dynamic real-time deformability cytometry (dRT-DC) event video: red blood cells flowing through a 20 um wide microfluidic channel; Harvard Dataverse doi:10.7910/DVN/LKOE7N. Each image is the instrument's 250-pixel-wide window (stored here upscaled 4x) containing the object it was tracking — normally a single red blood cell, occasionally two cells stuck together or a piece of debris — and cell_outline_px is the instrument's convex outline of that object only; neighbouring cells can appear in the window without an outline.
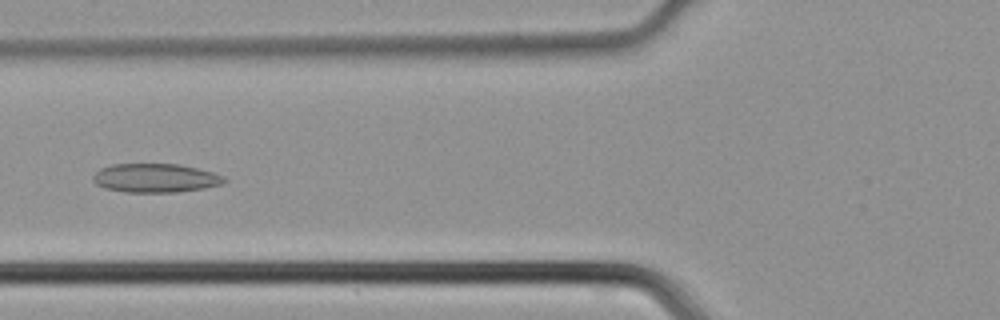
{"species": "common noctule bat (a hibernating species)", "species_latin": "Nyctalus noctula", "temperature_condition": "cold", "stored_images_in_passage": 40, "camera_frame_rate_fps": 3000, "um_per_image_px": 0.085, "animal": {"sex": "male", "body_mass_g": 21.5, "forearm_length_mm": 52.0}, "frame": {"image": 1, "passage_image": 12, "time_ms": 3.667, "image_size_px": [1000, 320], "cell_outline_px": [[228, 180], [220, 184], [204, 188], [176, 192], [124, 192], [104, 188], [96, 184], [92, 180], [92, 176], [100, 168], [112, 164], [180, 164], [212, 172], [224, 176]], "centroid_in_image_um": [13.18, 15.13], "position_along_channel_um": 112.6, "area_um2": 22.08}}
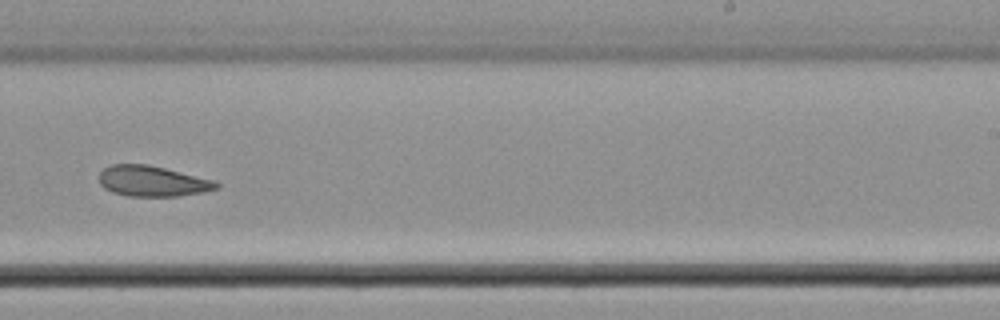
{"frame": {"image": 2, "passage_image": 23, "time_ms": 7.333, "image_size_px": [1000, 320], "cell_outline_px": [[220, 188], [204, 192], [180, 196], [128, 196], [112, 192], [104, 188], [100, 184], [100, 172], [104, 168], [112, 164], [148, 164], [212, 180], [220, 184]], "centroid_in_image_um": [12.95, 15.4], "position_along_channel_um": 276.1, "area_um2": 20.81}}
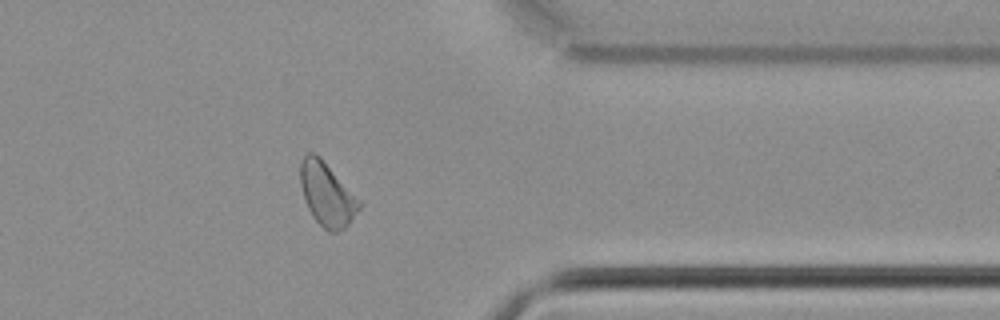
{"frame": {"image": 3, "passage_image": 31, "time_ms": 10.0, "image_size_px": [1000, 320], "cell_outline_px": [[364, 204], [348, 224], [344, 228], [336, 232], [328, 232], [312, 216], [304, 200], [300, 184], [300, 164], [304, 156], [308, 152], [312, 152], [320, 156]], "centroid_in_image_um": [27.8, 16.51], "position_along_channel_um": 383.6, "area_um2": 21.85}}